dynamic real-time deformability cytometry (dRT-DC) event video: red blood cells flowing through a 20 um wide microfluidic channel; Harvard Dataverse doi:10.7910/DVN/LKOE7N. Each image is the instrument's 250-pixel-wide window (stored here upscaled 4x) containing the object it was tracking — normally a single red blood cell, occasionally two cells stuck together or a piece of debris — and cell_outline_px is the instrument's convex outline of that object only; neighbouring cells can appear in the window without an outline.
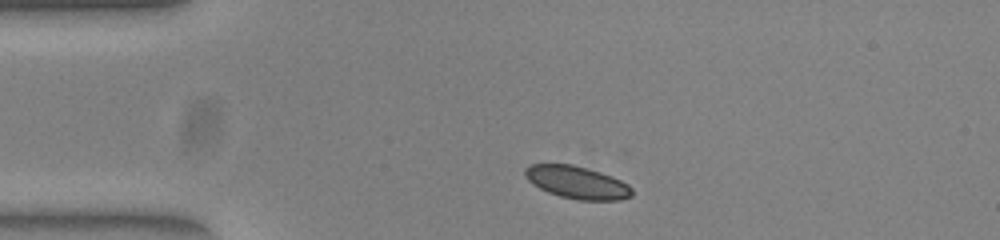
{"species": "common noctule bat (a hibernating species)", "species_latin": "Nyctalus noctula", "temperature_condition": "warm", "stored_images_in_passage": 42, "camera_frame_rate_fps": 3000, "um_per_image_px": 0.085, "animal": {"sex": "female", "body_mass_g": 23.0, "forearm_length_mm": 53.4}, "frame": {"image": 1, "passage_image": 1, "time_ms": 0.0, "image_size_px": [1000, 240], "cell_outline_px": [[632, 196], [620, 200], [576, 200], [560, 196], [548, 192], [532, 184], [524, 176], [524, 168], [532, 164], [572, 164], [600, 172], [612, 176], [628, 184], [632, 188]], "centroid_in_image_um": [49.04, 15.5], "position_along_channel_um": 36.0, "area_um2": 20.35}}
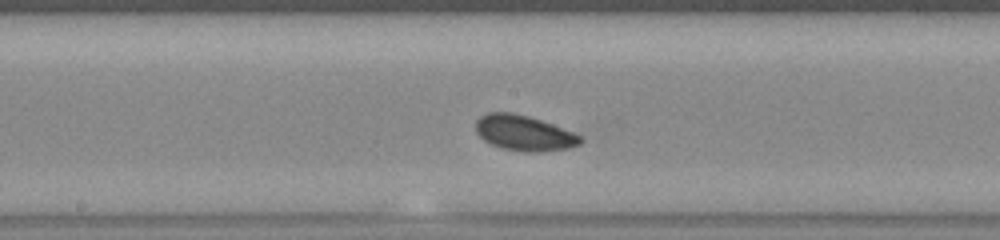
{"frame": {"image": 2, "passage_image": 17, "time_ms": 5.333, "image_size_px": [1000, 240], "cell_outline_px": [[584, 140], [580, 144], [568, 148], [536, 152], [524, 152], [500, 148], [484, 140], [476, 132], [476, 120], [480, 116], [488, 112], [512, 112], [528, 116], [552, 124], [572, 132], [580, 136]], "centroid_in_image_um": [44.52, 11.31], "position_along_channel_um": 203.7, "area_um2": 21.5}}
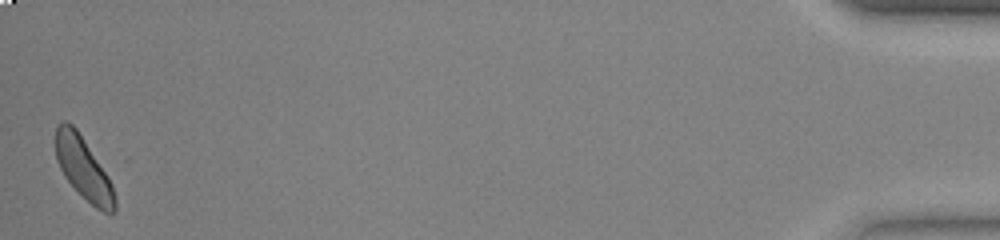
{"frame": {"image": 3, "passage_image": 42, "time_ms": 13.667, "image_size_px": [1000, 240], "cell_outline_px": [[116, 212], [112, 216], [96, 208], [64, 176], [56, 160], [56, 128], [64, 120], [72, 124], [76, 128], [108, 176], [112, 184], [116, 196]], "centroid_in_image_um": [7.13, 14.34], "position_along_channel_um": 428.1, "area_um2": 21.1}, "authors_computed_cell_mechanics": {"area_um2": 21.2415, "velocity_mm_per_s": 3.8451, "shape_relaxation_time_tau1_ms": null, "shape_relaxation_time_tau2_ms": 6.6774, "deformation_change_tau1": null, "deformation_change_tau2": 0.0791}}